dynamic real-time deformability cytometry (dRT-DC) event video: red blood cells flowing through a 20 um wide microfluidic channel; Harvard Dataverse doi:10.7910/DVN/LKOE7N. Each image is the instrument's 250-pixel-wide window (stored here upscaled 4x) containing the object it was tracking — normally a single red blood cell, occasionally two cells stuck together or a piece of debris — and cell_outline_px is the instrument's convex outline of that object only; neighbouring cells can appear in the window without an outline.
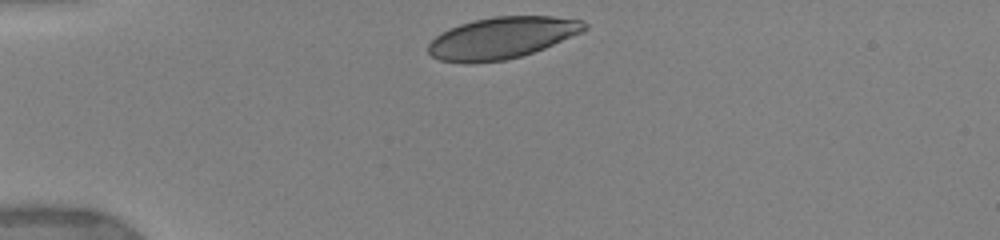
{"species": "human", "species_latin": "Homo sapiens", "temperature_condition": "warm", "stored_images_in_passage": 2, "camera_frame_rate_fps": 3000, "um_per_image_px": 0.085, "donor": {"sex": "female"}, "frame": {"image": 1, "passage_image": 1, "time_ms": 0.0, "image_size_px": [1000, 240], "cell_outline_px": [[588, 28], [580, 32], [544, 48], [520, 56], [504, 60], [472, 64], [464, 64], [440, 60], [432, 56], [428, 52], [428, 44], [440, 32], [460, 24], [476, 20], [496, 16], [552, 16], [584, 20], [588, 24]], "centroid_in_image_um": [42.63, 3.22], "position_along_channel_um": 42.4, "area_um2": 37.8}}